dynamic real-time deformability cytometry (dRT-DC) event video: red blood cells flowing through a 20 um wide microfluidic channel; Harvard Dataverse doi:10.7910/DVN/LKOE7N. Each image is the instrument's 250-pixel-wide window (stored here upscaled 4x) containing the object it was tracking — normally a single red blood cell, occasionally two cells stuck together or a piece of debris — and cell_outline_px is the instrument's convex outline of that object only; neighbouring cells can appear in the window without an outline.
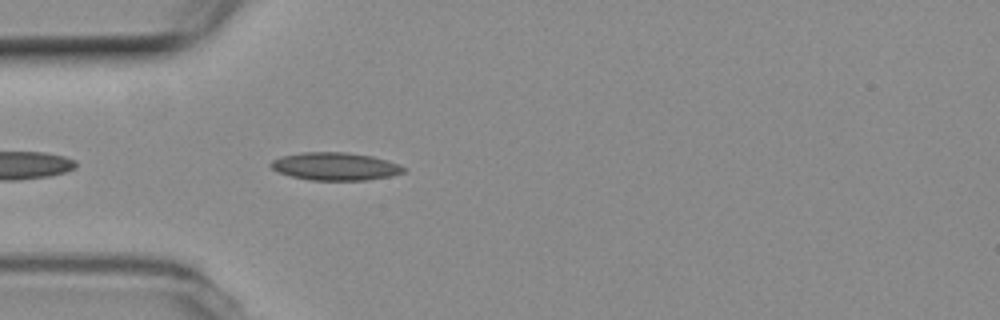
{"species": "common noctule bat (a hibernating species)", "species_latin": "Nyctalus noctula", "temperature_condition": "room temperature", "stored_images_in_passage": 9, "camera_frame_rate_fps": 3000, "um_per_image_px": 0.085, "animal": {"sex": "female", "body_mass_g": 19.3, "forearm_length_mm": 54.1}, "frame": {"image": 1, "passage_image": 4, "time_ms": 1.0, "image_size_px": [1000, 320], "cell_outline_px": [[408, 168], [404, 172], [388, 176], [368, 180], [312, 180], [292, 176], [280, 172], [272, 168], [268, 164], [272, 160], [280, 156], [300, 152], [348, 152], [372, 156], [400, 164]], "centroid_in_image_um": [28.5, 14.13], "position_along_channel_um": 56.5, "area_um2": 21.56}}